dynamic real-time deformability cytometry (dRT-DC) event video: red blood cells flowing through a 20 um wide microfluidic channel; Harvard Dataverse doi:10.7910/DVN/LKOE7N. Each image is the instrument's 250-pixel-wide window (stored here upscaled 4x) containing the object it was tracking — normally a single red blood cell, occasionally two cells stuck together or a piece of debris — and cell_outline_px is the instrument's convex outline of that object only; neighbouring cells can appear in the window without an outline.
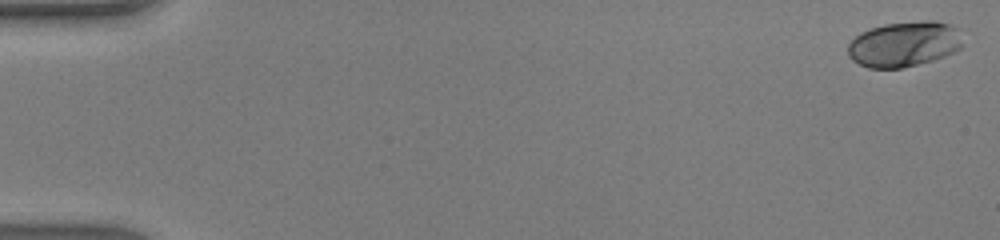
{"species": "human", "species_latin": "Homo sapiens", "temperature_condition": "warm", "stored_images_in_passage": 48, "camera_frame_rate_fps": 3000, "um_per_image_px": 0.085, "donor": {"sex": "male"}, "frame": {"image": 1, "passage_image": 1, "time_ms": 0.0, "image_size_px": [1000, 240], "cell_outline_px": [[960, 48], [944, 56], [932, 60], [900, 68], [868, 68], [852, 60], [848, 56], [848, 44], [860, 32], [884, 24], [924, 20], [932, 20], [948, 24], [960, 28]], "centroid_in_image_um": [76.83, 3.74], "position_along_channel_um": 8.2, "area_um2": 30.17}}
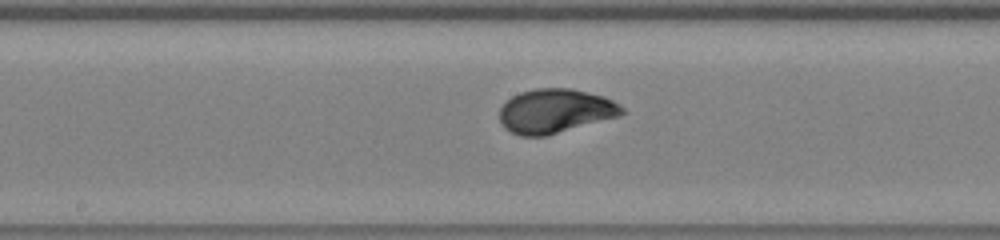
{"frame": {"image": 2, "passage_image": 26, "time_ms": 8.333, "image_size_px": [1000, 240], "cell_outline_px": [[624, 112], [620, 116], [548, 136], [520, 136], [504, 128], [500, 120], [500, 108], [512, 96], [520, 92], [536, 88], [572, 88], [604, 96], [620, 104], [624, 108]], "centroid_in_image_um": [47.22, 9.44], "position_along_channel_um": 201.0, "area_um2": 31.73}}
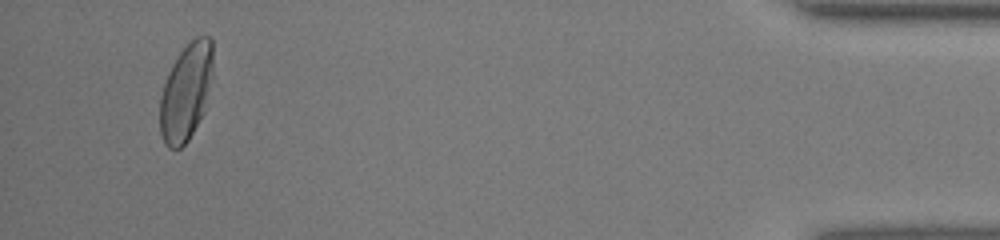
{"frame": {"image": 3, "passage_image": 46, "time_ms": 15.0, "image_size_px": [1000, 240], "cell_outline_px": [[212, 72], [204, 112], [188, 140], [180, 148], [168, 148], [164, 144], [160, 132], [160, 96], [168, 72], [172, 64], [180, 52], [196, 36], [208, 36], [212, 40]], "centroid_in_image_um": [15.8, 7.83], "position_along_channel_um": 419.4, "area_um2": 29.77}, "authors_computed_cell_mechanics": {"area_um2": 30.2583, "velocity_mm_per_s": 4.35, "shape_relaxation_time_tau1_ms": 2.874, "shape_relaxation_time_tau2_ms": null, "deformation_change_tau1": 0.1753, "deformation_change_tau2": null}}